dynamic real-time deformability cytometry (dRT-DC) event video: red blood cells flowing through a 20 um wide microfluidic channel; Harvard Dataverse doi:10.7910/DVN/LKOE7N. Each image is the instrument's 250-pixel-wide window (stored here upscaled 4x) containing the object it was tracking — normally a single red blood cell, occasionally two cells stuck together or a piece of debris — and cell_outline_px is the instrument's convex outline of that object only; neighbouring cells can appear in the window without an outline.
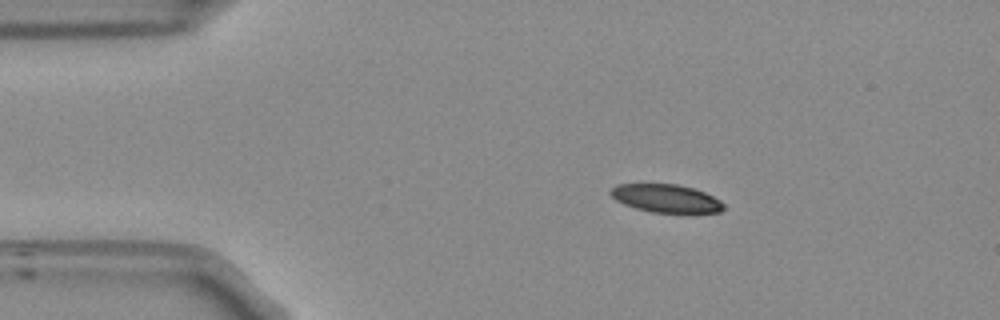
{"species": "Egyptian fruit bat (a non-hibernating species)", "species_latin": "Rousettus aegyptiacus", "temperature_condition": "room temperature", "stored_images_in_passage": 45, "camera_frame_rate_fps": 3000, "um_per_image_px": 0.085, "frame": {"image": 1, "passage_image": 1, "time_ms": 0.0, "image_size_px": [1000, 320], "cell_outline_px": [[724, 208], [720, 212], [652, 212], [636, 208], [624, 204], [616, 200], [608, 192], [616, 184], [676, 184], [692, 188], [704, 192], [720, 200], [724, 204]], "centroid_in_image_um": [56.59, 16.85], "position_along_channel_um": 28.4, "area_um2": 18.26}}
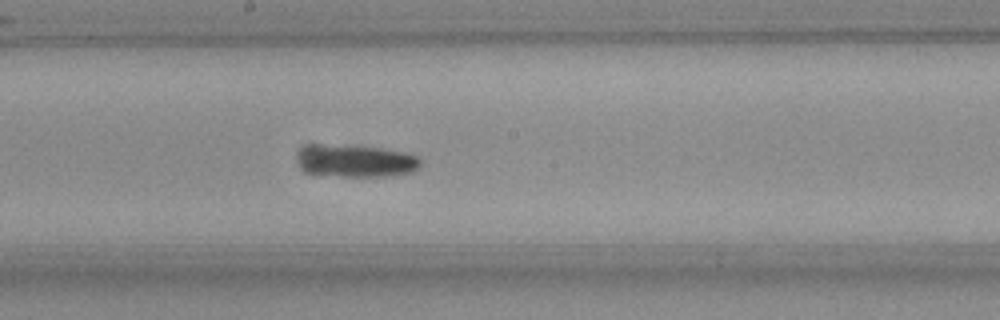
{"frame": {"image": 2, "passage_image": 20, "time_ms": 6.333, "image_size_px": [1000, 320], "cell_outline_px": [[420, 164], [412, 172], [384, 176], [340, 176], [308, 172], [300, 164], [300, 156], [308, 148], [316, 144], [352, 144], [380, 148], [404, 152], [416, 156], [420, 160]], "centroid_in_image_um": [30.33, 13.66], "position_along_channel_um": 217.9, "area_um2": 22.66}}
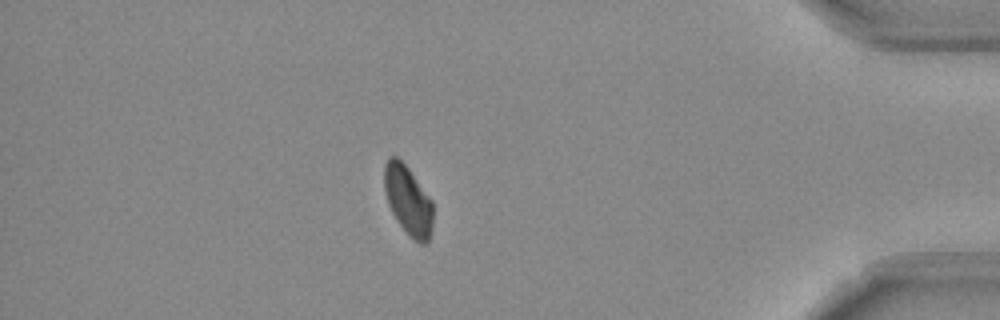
{"frame": {"image": 3, "passage_image": 38, "time_ms": 12.333, "image_size_px": [1000, 320], "cell_outline_px": [[432, 232], [428, 240], [424, 244], [420, 244], [396, 220], [388, 204], [384, 188], [384, 164], [388, 156], [396, 156], [408, 168], [432, 200]], "centroid_in_image_um": [34.67, 16.99], "position_along_channel_um": 400.5, "area_um2": 19.42}, "authors_computed_cell_mechanics": {"area_um2": 20.3456, "velocity_mm_per_s": 3.7963, "shape_relaxation_time_tau1_ms": 4.1393, "shape_relaxation_time_tau2_ms": null, "deformation_change_tau1": 0.1257, "deformation_change_tau2": null}}